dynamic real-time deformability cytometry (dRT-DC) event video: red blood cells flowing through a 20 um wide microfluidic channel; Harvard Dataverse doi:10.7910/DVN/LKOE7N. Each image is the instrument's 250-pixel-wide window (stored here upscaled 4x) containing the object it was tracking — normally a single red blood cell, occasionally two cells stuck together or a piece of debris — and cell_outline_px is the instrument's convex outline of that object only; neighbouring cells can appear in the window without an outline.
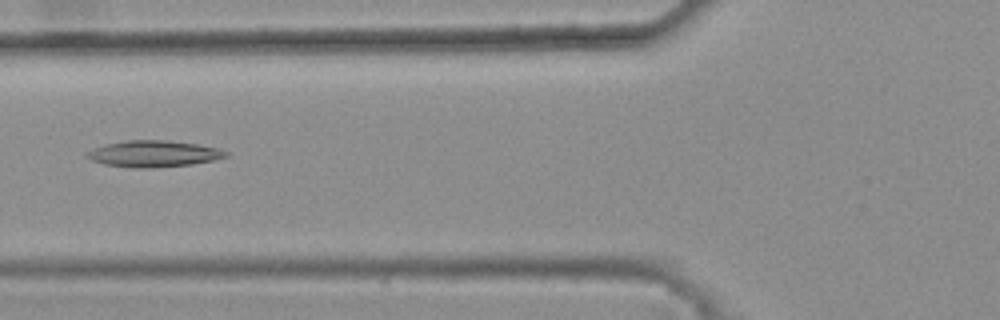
{"species": "common noctule bat (a hibernating species)", "species_latin": "Nyctalus noctula", "temperature_condition": "warm", "stored_images_in_passage": 43, "camera_frame_rate_fps": 3000, "um_per_image_px": 0.085, "animal": {"sex": "female", "body_mass_g": 25.1}, "frame": {"image": 1, "passage_image": 17, "time_ms": 5.333, "image_size_px": [1000, 320], "cell_outline_px": [[228, 156], [212, 160], [192, 164], [152, 168], [132, 168], [104, 164], [92, 160], [84, 156], [88, 152], [104, 144], [128, 140], [164, 140], [196, 144], [220, 148], [228, 152]], "centroid_in_image_um": [13.06, 13.07], "position_along_channel_um": 112.7, "area_um2": 21.27}}
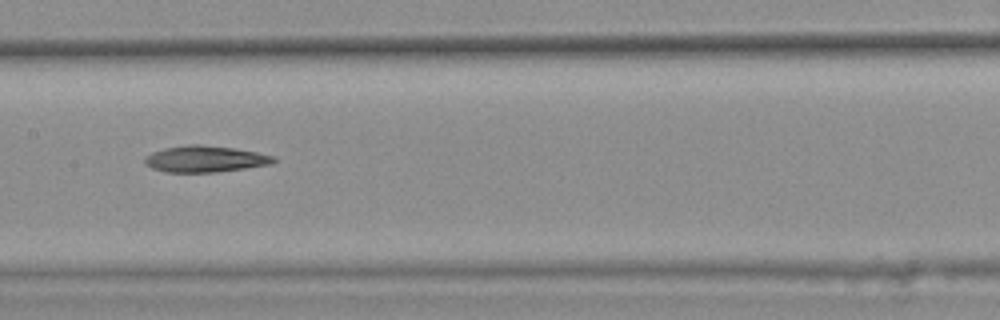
{"frame": {"image": 2, "passage_image": 23, "time_ms": 7.333, "image_size_px": [1000, 320], "cell_outline_px": [[276, 160], [272, 164], [216, 172], [164, 172], [152, 168], [144, 164], [144, 156], [152, 152], [164, 148], [188, 144], [200, 144], [236, 148], [276, 156]], "centroid_in_image_um": [17.41, 13.5], "position_along_channel_um": 190.0, "area_um2": 20.0}}
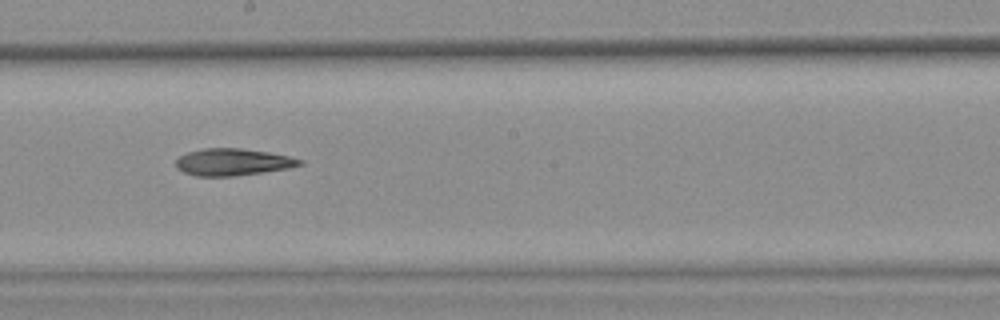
{"frame": {"image": 3, "passage_image": 26, "time_ms": 8.333, "image_size_px": [1000, 320], "cell_outline_px": [[304, 164], [288, 168], [264, 172], [232, 176], [196, 176], [184, 172], [176, 168], [176, 160], [180, 156], [188, 152], [204, 148], [240, 148], [268, 152], [288, 156], [304, 160]], "centroid_in_image_um": [19.79, 13.77], "position_along_channel_um": 228.4, "area_um2": 19.42}}